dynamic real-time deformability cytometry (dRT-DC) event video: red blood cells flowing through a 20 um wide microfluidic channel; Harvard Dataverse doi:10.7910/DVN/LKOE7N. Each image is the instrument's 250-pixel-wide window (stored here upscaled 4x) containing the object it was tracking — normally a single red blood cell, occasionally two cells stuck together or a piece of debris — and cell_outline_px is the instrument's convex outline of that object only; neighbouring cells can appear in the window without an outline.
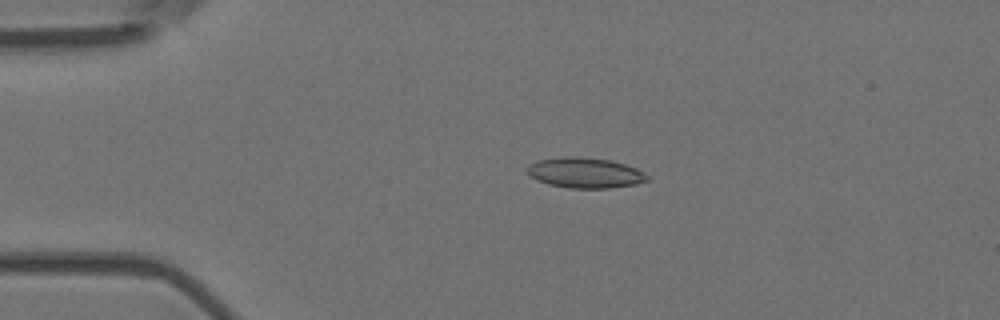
{"species": "Egyptian fruit bat (a non-hibernating species)", "species_latin": "Rousettus aegyptiacus", "temperature_condition": "room temperature", "stored_images_in_passage": 5, "camera_frame_rate_fps": 3000, "um_per_image_px": 0.085, "animal": {"sex": "female"}, "frame": {"image": 1, "passage_image": 4, "time_ms": 1.0, "image_size_px": [1000, 320], "cell_outline_px": [[648, 180], [636, 184], [612, 188], [568, 188], [548, 184], [536, 180], [528, 176], [524, 168], [528, 164], [536, 160], [564, 156], [576, 156], [612, 160], [636, 168], [644, 172], [648, 176]], "centroid_in_image_um": [49.66, 14.68], "position_along_channel_um": 35.3, "area_um2": 21.68}}